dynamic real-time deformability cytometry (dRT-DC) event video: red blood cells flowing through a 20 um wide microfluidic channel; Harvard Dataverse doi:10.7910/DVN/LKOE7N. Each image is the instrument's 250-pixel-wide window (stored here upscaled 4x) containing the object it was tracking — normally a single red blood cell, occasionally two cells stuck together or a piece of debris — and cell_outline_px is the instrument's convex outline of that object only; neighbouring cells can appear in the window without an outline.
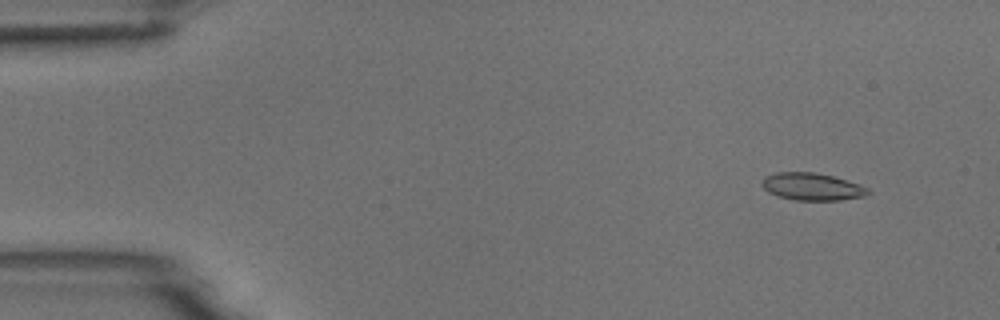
{"species": "common noctule bat (a hibernating species)", "species_latin": "Nyctalus noctula", "temperature_condition": "room temperature", "stored_images_in_passage": 6, "camera_frame_rate_fps": 3000, "um_per_image_px": 0.085, "animal": {"sex": "male", "body_mass_g": 18.8}, "frame": {"image": 1, "passage_image": 2, "time_ms": 0.333, "image_size_px": [1000, 320], "cell_outline_px": [[872, 192], [864, 196], [840, 200], [792, 200], [776, 196], [768, 192], [760, 184], [764, 176], [776, 172], [816, 172], [832, 176], [860, 184], [868, 188]], "centroid_in_image_um": [69.0, 15.86], "position_along_channel_um": 16.0, "area_um2": 17.11}}
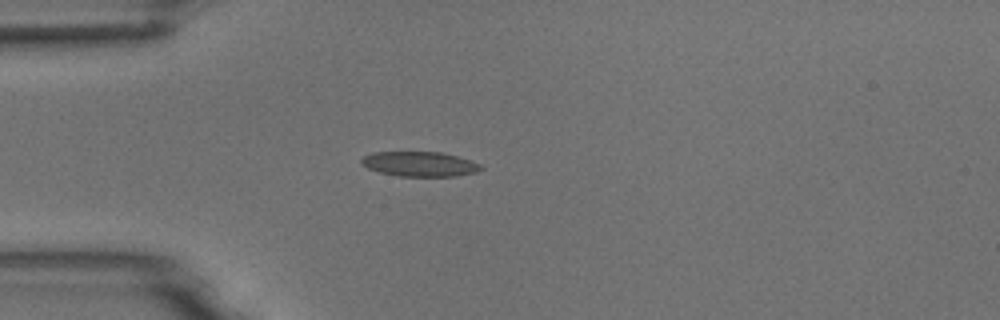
{"frame": {"image": 2, "passage_image": 4, "time_ms": 1.0, "image_size_px": [1000, 320], "cell_outline_px": [[484, 168], [476, 172], [456, 176], [400, 176], [380, 172], [368, 168], [360, 164], [360, 160], [364, 156], [372, 152], [444, 152], [480, 164]], "centroid_in_image_um": [35.65, 13.94], "position_along_channel_um": 49.3, "area_um2": 17.22}}